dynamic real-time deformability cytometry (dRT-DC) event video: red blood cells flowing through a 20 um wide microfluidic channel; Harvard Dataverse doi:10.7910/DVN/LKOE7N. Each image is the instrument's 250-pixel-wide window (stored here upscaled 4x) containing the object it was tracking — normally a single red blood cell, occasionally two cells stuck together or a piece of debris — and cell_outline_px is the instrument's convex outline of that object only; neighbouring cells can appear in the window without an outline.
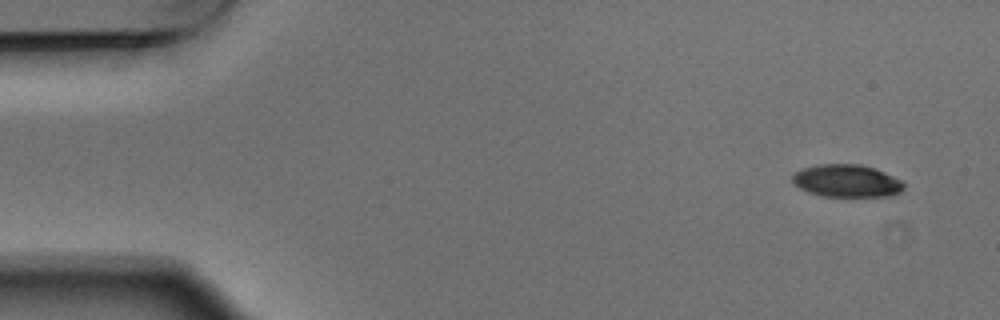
{"species": "Egyptian fruit bat (a non-hibernating species)", "species_latin": "Rousettus aegyptiacus", "temperature_condition": "warm", "stored_images_in_passage": 4, "camera_frame_rate_fps": 3000, "um_per_image_px": 0.085, "animal": {"sex": "male"}, "frame": {"image": 1, "passage_image": 1, "time_ms": 0.0, "image_size_px": [1000, 320], "cell_outline_px": [[904, 188], [900, 192], [888, 196], [824, 196], [808, 192], [800, 188], [792, 180], [792, 176], [800, 168], [820, 164], [860, 164], [884, 172], [900, 180], [904, 184]], "centroid_in_image_um": [71.95, 15.37], "position_along_channel_um": 13.0, "area_um2": 20.92}}
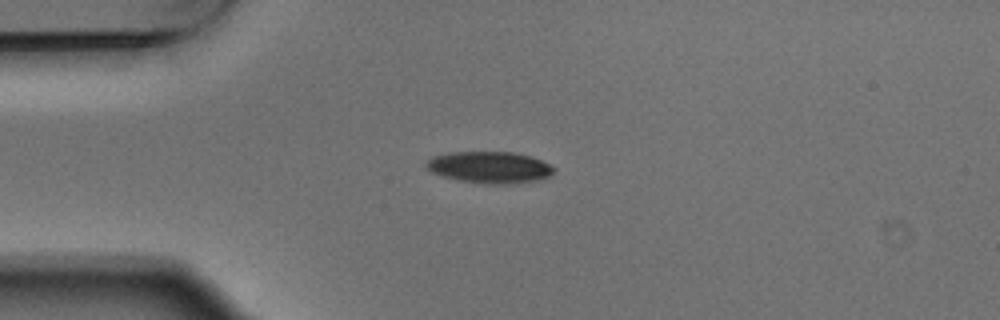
{"frame": {"image": 2, "passage_image": 4, "time_ms": 1.0, "image_size_px": [1000, 320], "cell_outline_px": [[556, 168], [548, 176], [536, 180], [504, 184], [460, 180], [444, 176], [432, 172], [424, 164], [432, 156], [448, 152], [512, 152], [528, 156], [540, 160]], "centroid_in_image_um": [41.58, 14.2], "position_along_channel_um": 43.4, "area_um2": 22.89}}